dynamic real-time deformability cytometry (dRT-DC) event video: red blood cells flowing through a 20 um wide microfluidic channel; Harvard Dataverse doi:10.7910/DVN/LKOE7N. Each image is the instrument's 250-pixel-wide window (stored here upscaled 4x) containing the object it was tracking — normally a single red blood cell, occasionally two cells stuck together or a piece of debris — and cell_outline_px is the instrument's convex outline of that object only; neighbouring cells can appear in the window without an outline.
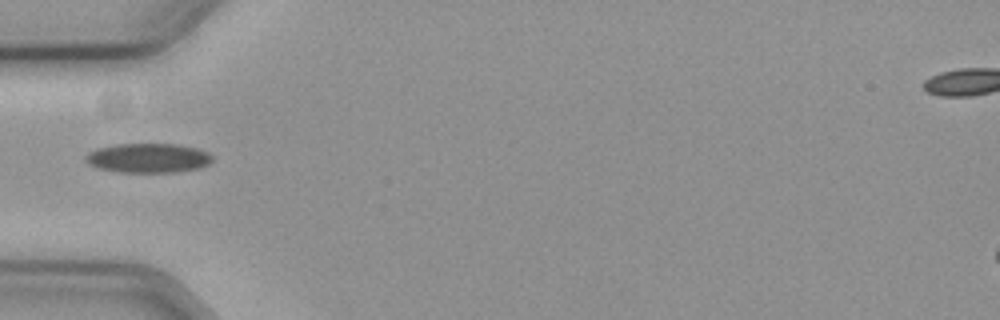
{"species": "common noctule bat (a hibernating species)", "species_latin": "Nyctalus noctula", "temperature_condition": "cold", "stored_images_in_passage": 37, "camera_frame_rate_fps": 3000, "um_per_image_px": 0.085, "animal": {"sex": "female", "body_mass_g": 19.3, "forearm_length_mm": 54.1}, "frame": {"image": 1, "passage_image": 1, "time_ms": 0.0, "image_size_px": [1000, 320], "cell_outline_px": [[212, 160], [208, 164], [200, 168], [176, 172], [120, 172], [96, 168], [88, 164], [84, 160], [84, 156], [88, 152], [96, 148], [116, 144], [176, 144], [196, 148], [208, 152], [212, 156]], "centroid_in_image_um": [12.55, 13.43], "position_along_channel_um": 72.4, "area_um2": 21.91}}
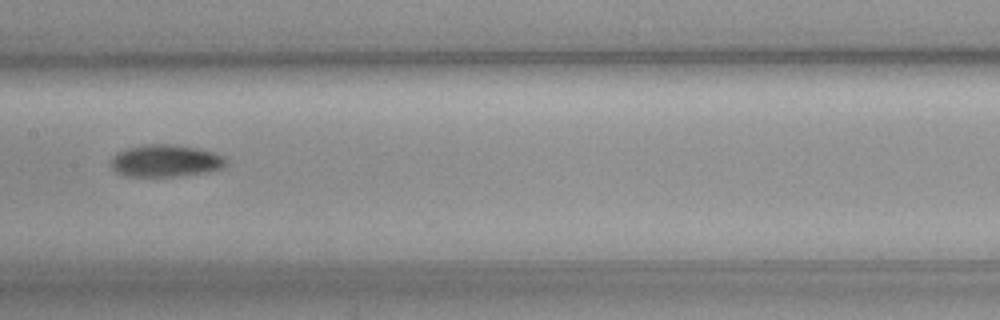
{"frame": {"image": 2, "passage_image": 11, "time_ms": 3.333, "image_size_px": [1000, 320], "cell_outline_px": [[228, 160], [224, 168], [208, 172], [176, 176], [124, 176], [116, 172], [108, 164], [108, 160], [112, 156], [128, 148], [144, 144], [176, 144], [216, 152], [224, 156]], "centroid_in_image_um": [14.08, 13.67], "position_along_channel_um": 193.3, "area_um2": 21.96}}
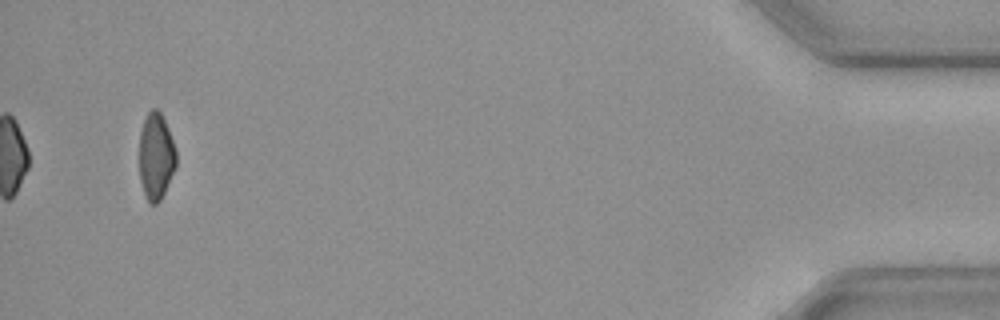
{"frame": {"image": 3, "passage_image": 37, "time_ms": 12.0, "image_size_px": [1000, 320], "cell_outline_px": [[176, 168], [160, 200], [156, 204], [148, 204], [140, 180], [140, 132], [144, 120], [148, 112], [152, 108], [156, 108], [160, 112], [168, 128], [176, 152]], "centroid_in_image_um": [13.26, 13.3], "position_along_channel_um": 421.9, "area_um2": 18.5}, "authors_computed_cell_mechanics": {"area_um2": 20.4612, "velocity_mm_per_s": 3.6203, "shape_relaxation_time_tau1_ms": 4.0514, "shape_relaxation_time_tau2_ms": null, "deformation_change_tau1": 0.0975, "deformation_change_tau2": null}}